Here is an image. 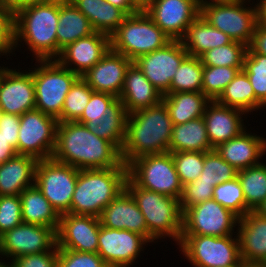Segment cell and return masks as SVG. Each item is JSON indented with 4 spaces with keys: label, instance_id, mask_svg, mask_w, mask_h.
Listing matches in <instances>:
<instances>
[{
    "label": "cell",
    "instance_id": "1",
    "mask_svg": "<svg viewBox=\"0 0 266 267\" xmlns=\"http://www.w3.org/2000/svg\"><path fill=\"white\" fill-rule=\"evenodd\" d=\"M52 158L79 170L113 168L123 163L120 151L110 141L78 122L58 123Z\"/></svg>",
    "mask_w": 266,
    "mask_h": 267
},
{
    "label": "cell",
    "instance_id": "2",
    "mask_svg": "<svg viewBox=\"0 0 266 267\" xmlns=\"http://www.w3.org/2000/svg\"><path fill=\"white\" fill-rule=\"evenodd\" d=\"M172 121L165 104H159L128 114L126 133L120 150L122 162L129 165L146 155L169 152Z\"/></svg>",
    "mask_w": 266,
    "mask_h": 267
},
{
    "label": "cell",
    "instance_id": "3",
    "mask_svg": "<svg viewBox=\"0 0 266 267\" xmlns=\"http://www.w3.org/2000/svg\"><path fill=\"white\" fill-rule=\"evenodd\" d=\"M59 0L25 7L14 14V47L22 40L37 60L57 58ZM19 45V46H18Z\"/></svg>",
    "mask_w": 266,
    "mask_h": 267
},
{
    "label": "cell",
    "instance_id": "4",
    "mask_svg": "<svg viewBox=\"0 0 266 267\" xmlns=\"http://www.w3.org/2000/svg\"><path fill=\"white\" fill-rule=\"evenodd\" d=\"M127 177L128 167L124 163L113 168L79 170L68 213L99 218L103 209L125 189Z\"/></svg>",
    "mask_w": 266,
    "mask_h": 267
},
{
    "label": "cell",
    "instance_id": "5",
    "mask_svg": "<svg viewBox=\"0 0 266 267\" xmlns=\"http://www.w3.org/2000/svg\"><path fill=\"white\" fill-rule=\"evenodd\" d=\"M125 189L132 195L145 217L149 231V243L170 237L180 243L182 215L180 200L155 191L138 187L129 177Z\"/></svg>",
    "mask_w": 266,
    "mask_h": 267
},
{
    "label": "cell",
    "instance_id": "6",
    "mask_svg": "<svg viewBox=\"0 0 266 267\" xmlns=\"http://www.w3.org/2000/svg\"><path fill=\"white\" fill-rule=\"evenodd\" d=\"M171 40L145 11L127 15L110 36V49L132 62L140 56L164 47Z\"/></svg>",
    "mask_w": 266,
    "mask_h": 267
},
{
    "label": "cell",
    "instance_id": "7",
    "mask_svg": "<svg viewBox=\"0 0 266 267\" xmlns=\"http://www.w3.org/2000/svg\"><path fill=\"white\" fill-rule=\"evenodd\" d=\"M37 67L30 70L35 85V109L52 116L61 123L65 97L80 77L56 60H37Z\"/></svg>",
    "mask_w": 266,
    "mask_h": 267
},
{
    "label": "cell",
    "instance_id": "8",
    "mask_svg": "<svg viewBox=\"0 0 266 267\" xmlns=\"http://www.w3.org/2000/svg\"><path fill=\"white\" fill-rule=\"evenodd\" d=\"M233 236L182 235L178 245L194 267H239V238Z\"/></svg>",
    "mask_w": 266,
    "mask_h": 267
},
{
    "label": "cell",
    "instance_id": "9",
    "mask_svg": "<svg viewBox=\"0 0 266 267\" xmlns=\"http://www.w3.org/2000/svg\"><path fill=\"white\" fill-rule=\"evenodd\" d=\"M127 167L128 177L138 187L181 199L183 185L171 152L142 156Z\"/></svg>",
    "mask_w": 266,
    "mask_h": 267
},
{
    "label": "cell",
    "instance_id": "10",
    "mask_svg": "<svg viewBox=\"0 0 266 267\" xmlns=\"http://www.w3.org/2000/svg\"><path fill=\"white\" fill-rule=\"evenodd\" d=\"M246 2L201 4L200 15L232 41L249 46L258 23L256 6L246 7Z\"/></svg>",
    "mask_w": 266,
    "mask_h": 267
},
{
    "label": "cell",
    "instance_id": "11",
    "mask_svg": "<svg viewBox=\"0 0 266 267\" xmlns=\"http://www.w3.org/2000/svg\"><path fill=\"white\" fill-rule=\"evenodd\" d=\"M78 172L74 166L52 157L37 163L35 185L59 215L70 211Z\"/></svg>",
    "mask_w": 266,
    "mask_h": 267
},
{
    "label": "cell",
    "instance_id": "12",
    "mask_svg": "<svg viewBox=\"0 0 266 267\" xmlns=\"http://www.w3.org/2000/svg\"><path fill=\"white\" fill-rule=\"evenodd\" d=\"M58 120L34 109L20 116L17 154L48 159L56 145Z\"/></svg>",
    "mask_w": 266,
    "mask_h": 267
},
{
    "label": "cell",
    "instance_id": "13",
    "mask_svg": "<svg viewBox=\"0 0 266 267\" xmlns=\"http://www.w3.org/2000/svg\"><path fill=\"white\" fill-rule=\"evenodd\" d=\"M239 219L212 198L183 211L182 235L230 236Z\"/></svg>",
    "mask_w": 266,
    "mask_h": 267
},
{
    "label": "cell",
    "instance_id": "14",
    "mask_svg": "<svg viewBox=\"0 0 266 267\" xmlns=\"http://www.w3.org/2000/svg\"><path fill=\"white\" fill-rule=\"evenodd\" d=\"M56 245L54 228L23 222L0 236V257L13 260L25 255L51 251Z\"/></svg>",
    "mask_w": 266,
    "mask_h": 267
},
{
    "label": "cell",
    "instance_id": "15",
    "mask_svg": "<svg viewBox=\"0 0 266 267\" xmlns=\"http://www.w3.org/2000/svg\"><path fill=\"white\" fill-rule=\"evenodd\" d=\"M187 55L180 40H171L164 47L140 56L134 64L162 95H166L169 94L175 73Z\"/></svg>",
    "mask_w": 266,
    "mask_h": 267
},
{
    "label": "cell",
    "instance_id": "16",
    "mask_svg": "<svg viewBox=\"0 0 266 267\" xmlns=\"http://www.w3.org/2000/svg\"><path fill=\"white\" fill-rule=\"evenodd\" d=\"M170 40H181L200 15L199 0H153L144 10Z\"/></svg>",
    "mask_w": 266,
    "mask_h": 267
},
{
    "label": "cell",
    "instance_id": "17",
    "mask_svg": "<svg viewBox=\"0 0 266 267\" xmlns=\"http://www.w3.org/2000/svg\"><path fill=\"white\" fill-rule=\"evenodd\" d=\"M148 242L144 236L126 229H109L100 225L97 253L108 267H129Z\"/></svg>",
    "mask_w": 266,
    "mask_h": 267
},
{
    "label": "cell",
    "instance_id": "18",
    "mask_svg": "<svg viewBox=\"0 0 266 267\" xmlns=\"http://www.w3.org/2000/svg\"><path fill=\"white\" fill-rule=\"evenodd\" d=\"M100 219L91 215H60L56 231L57 248L97 253Z\"/></svg>",
    "mask_w": 266,
    "mask_h": 267
},
{
    "label": "cell",
    "instance_id": "19",
    "mask_svg": "<svg viewBox=\"0 0 266 267\" xmlns=\"http://www.w3.org/2000/svg\"><path fill=\"white\" fill-rule=\"evenodd\" d=\"M110 50V36L100 32L80 38L61 50L55 59L61 66L82 77ZM72 65H74L72 67Z\"/></svg>",
    "mask_w": 266,
    "mask_h": 267
},
{
    "label": "cell",
    "instance_id": "20",
    "mask_svg": "<svg viewBox=\"0 0 266 267\" xmlns=\"http://www.w3.org/2000/svg\"><path fill=\"white\" fill-rule=\"evenodd\" d=\"M17 71L7 68L0 79V109L21 116L35 109V85L30 70Z\"/></svg>",
    "mask_w": 266,
    "mask_h": 267
},
{
    "label": "cell",
    "instance_id": "21",
    "mask_svg": "<svg viewBox=\"0 0 266 267\" xmlns=\"http://www.w3.org/2000/svg\"><path fill=\"white\" fill-rule=\"evenodd\" d=\"M132 63L129 58L110 49L82 78L94 92L108 93L119 98L126 71Z\"/></svg>",
    "mask_w": 266,
    "mask_h": 267
},
{
    "label": "cell",
    "instance_id": "22",
    "mask_svg": "<svg viewBox=\"0 0 266 267\" xmlns=\"http://www.w3.org/2000/svg\"><path fill=\"white\" fill-rule=\"evenodd\" d=\"M245 114L240 109L222 105L217 101L208 103L203 118L207 136L213 149L239 136L244 130L247 131L242 118V115L245 117Z\"/></svg>",
    "mask_w": 266,
    "mask_h": 267
},
{
    "label": "cell",
    "instance_id": "23",
    "mask_svg": "<svg viewBox=\"0 0 266 267\" xmlns=\"http://www.w3.org/2000/svg\"><path fill=\"white\" fill-rule=\"evenodd\" d=\"M99 219L101 225L106 228L126 229L144 236L149 241L145 217L126 189L103 209Z\"/></svg>",
    "mask_w": 266,
    "mask_h": 267
},
{
    "label": "cell",
    "instance_id": "24",
    "mask_svg": "<svg viewBox=\"0 0 266 267\" xmlns=\"http://www.w3.org/2000/svg\"><path fill=\"white\" fill-rule=\"evenodd\" d=\"M243 264H266V218L249 211L239 219L237 228Z\"/></svg>",
    "mask_w": 266,
    "mask_h": 267
},
{
    "label": "cell",
    "instance_id": "25",
    "mask_svg": "<svg viewBox=\"0 0 266 267\" xmlns=\"http://www.w3.org/2000/svg\"><path fill=\"white\" fill-rule=\"evenodd\" d=\"M237 171L259 164L266 153V138L246 132L215 148ZM263 155V156H262Z\"/></svg>",
    "mask_w": 266,
    "mask_h": 267
},
{
    "label": "cell",
    "instance_id": "26",
    "mask_svg": "<svg viewBox=\"0 0 266 267\" xmlns=\"http://www.w3.org/2000/svg\"><path fill=\"white\" fill-rule=\"evenodd\" d=\"M162 96L133 62L126 71L119 96L127 113L155 106L162 101Z\"/></svg>",
    "mask_w": 266,
    "mask_h": 267
},
{
    "label": "cell",
    "instance_id": "27",
    "mask_svg": "<svg viewBox=\"0 0 266 267\" xmlns=\"http://www.w3.org/2000/svg\"><path fill=\"white\" fill-rule=\"evenodd\" d=\"M38 159L16 154L0 164V196L20 195L28 187L35 185Z\"/></svg>",
    "mask_w": 266,
    "mask_h": 267
},
{
    "label": "cell",
    "instance_id": "28",
    "mask_svg": "<svg viewBox=\"0 0 266 267\" xmlns=\"http://www.w3.org/2000/svg\"><path fill=\"white\" fill-rule=\"evenodd\" d=\"M94 32L89 19L78 8L69 0H59L57 57L67 45Z\"/></svg>",
    "mask_w": 266,
    "mask_h": 267
},
{
    "label": "cell",
    "instance_id": "29",
    "mask_svg": "<svg viewBox=\"0 0 266 267\" xmlns=\"http://www.w3.org/2000/svg\"><path fill=\"white\" fill-rule=\"evenodd\" d=\"M180 41L188 55L195 57L232 42L228 35L212 27L201 15L191 23Z\"/></svg>",
    "mask_w": 266,
    "mask_h": 267
},
{
    "label": "cell",
    "instance_id": "30",
    "mask_svg": "<svg viewBox=\"0 0 266 267\" xmlns=\"http://www.w3.org/2000/svg\"><path fill=\"white\" fill-rule=\"evenodd\" d=\"M22 204V221L54 228L59 226L60 215L44 197L36 185L26 188L20 193Z\"/></svg>",
    "mask_w": 266,
    "mask_h": 267
},
{
    "label": "cell",
    "instance_id": "31",
    "mask_svg": "<svg viewBox=\"0 0 266 267\" xmlns=\"http://www.w3.org/2000/svg\"><path fill=\"white\" fill-rule=\"evenodd\" d=\"M173 125L203 117L210 100L202 92H177L162 96Z\"/></svg>",
    "mask_w": 266,
    "mask_h": 267
},
{
    "label": "cell",
    "instance_id": "32",
    "mask_svg": "<svg viewBox=\"0 0 266 267\" xmlns=\"http://www.w3.org/2000/svg\"><path fill=\"white\" fill-rule=\"evenodd\" d=\"M211 150L214 149L209 142L203 117L173 125L169 152H208Z\"/></svg>",
    "mask_w": 266,
    "mask_h": 267
},
{
    "label": "cell",
    "instance_id": "33",
    "mask_svg": "<svg viewBox=\"0 0 266 267\" xmlns=\"http://www.w3.org/2000/svg\"><path fill=\"white\" fill-rule=\"evenodd\" d=\"M216 101L222 105L240 109L246 114L265 107L255 97L254 89L243 70L238 72Z\"/></svg>",
    "mask_w": 266,
    "mask_h": 267
},
{
    "label": "cell",
    "instance_id": "34",
    "mask_svg": "<svg viewBox=\"0 0 266 267\" xmlns=\"http://www.w3.org/2000/svg\"><path fill=\"white\" fill-rule=\"evenodd\" d=\"M104 112L102 122L87 128L96 136L110 141L120 151L125 139L128 113L119 98L107 106Z\"/></svg>",
    "mask_w": 266,
    "mask_h": 267
},
{
    "label": "cell",
    "instance_id": "35",
    "mask_svg": "<svg viewBox=\"0 0 266 267\" xmlns=\"http://www.w3.org/2000/svg\"><path fill=\"white\" fill-rule=\"evenodd\" d=\"M237 177L243 189L246 207L255 211L266 199V163L260 162L239 170Z\"/></svg>",
    "mask_w": 266,
    "mask_h": 267
},
{
    "label": "cell",
    "instance_id": "36",
    "mask_svg": "<svg viewBox=\"0 0 266 267\" xmlns=\"http://www.w3.org/2000/svg\"><path fill=\"white\" fill-rule=\"evenodd\" d=\"M203 70L199 57L187 55L171 81L169 93L201 92Z\"/></svg>",
    "mask_w": 266,
    "mask_h": 267
},
{
    "label": "cell",
    "instance_id": "37",
    "mask_svg": "<svg viewBox=\"0 0 266 267\" xmlns=\"http://www.w3.org/2000/svg\"><path fill=\"white\" fill-rule=\"evenodd\" d=\"M248 46L237 41L206 51L199 58L203 66L243 68Z\"/></svg>",
    "mask_w": 266,
    "mask_h": 267
},
{
    "label": "cell",
    "instance_id": "38",
    "mask_svg": "<svg viewBox=\"0 0 266 267\" xmlns=\"http://www.w3.org/2000/svg\"><path fill=\"white\" fill-rule=\"evenodd\" d=\"M94 90L79 77L67 93L61 112V122H76L82 115Z\"/></svg>",
    "mask_w": 266,
    "mask_h": 267
},
{
    "label": "cell",
    "instance_id": "39",
    "mask_svg": "<svg viewBox=\"0 0 266 267\" xmlns=\"http://www.w3.org/2000/svg\"><path fill=\"white\" fill-rule=\"evenodd\" d=\"M213 199L239 218L244 217L250 211L246 207V200L238 177L214 187Z\"/></svg>",
    "mask_w": 266,
    "mask_h": 267
},
{
    "label": "cell",
    "instance_id": "40",
    "mask_svg": "<svg viewBox=\"0 0 266 267\" xmlns=\"http://www.w3.org/2000/svg\"><path fill=\"white\" fill-rule=\"evenodd\" d=\"M243 68L204 66L201 92L216 101L225 87Z\"/></svg>",
    "mask_w": 266,
    "mask_h": 267
},
{
    "label": "cell",
    "instance_id": "41",
    "mask_svg": "<svg viewBox=\"0 0 266 267\" xmlns=\"http://www.w3.org/2000/svg\"><path fill=\"white\" fill-rule=\"evenodd\" d=\"M237 174L238 171L226 162L215 149L205 152L204 165L199 177L201 181L216 187L218 184L235 179Z\"/></svg>",
    "mask_w": 266,
    "mask_h": 267
},
{
    "label": "cell",
    "instance_id": "42",
    "mask_svg": "<svg viewBox=\"0 0 266 267\" xmlns=\"http://www.w3.org/2000/svg\"><path fill=\"white\" fill-rule=\"evenodd\" d=\"M242 70L249 78L255 97L266 107V56L246 53Z\"/></svg>",
    "mask_w": 266,
    "mask_h": 267
},
{
    "label": "cell",
    "instance_id": "43",
    "mask_svg": "<svg viewBox=\"0 0 266 267\" xmlns=\"http://www.w3.org/2000/svg\"><path fill=\"white\" fill-rule=\"evenodd\" d=\"M174 165L182 185L200 177L204 165L205 152H171Z\"/></svg>",
    "mask_w": 266,
    "mask_h": 267
},
{
    "label": "cell",
    "instance_id": "44",
    "mask_svg": "<svg viewBox=\"0 0 266 267\" xmlns=\"http://www.w3.org/2000/svg\"><path fill=\"white\" fill-rule=\"evenodd\" d=\"M22 223V204L20 196H0V236Z\"/></svg>",
    "mask_w": 266,
    "mask_h": 267
},
{
    "label": "cell",
    "instance_id": "45",
    "mask_svg": "<svg viewBox=\"0 0 266 267\" xmlns=\"http://www.w3.org/2000/svg\"><path fill=\"white\" fill-rule=\"evenodd\" d=\"M117 97L108 93L93 92L81 117L76 121L86 125V127L97 126L102 122V115Z\"/></svg>",
    "mask_w": 266,
    "mask_h": 267
},
{
    "label": "cell",
    "instance_id": "46",
    "mask_svg": "<svg viewBox=\"0 0 266 267\" xmlns=\"http://www.w3.org/2000/svg\"><path fill=\"white\" fill-rule=\"evenodd\" d=\"M56 267H108L98 253L58 249Z\"/></svg>",
    "mask_w": 266,
    "mask_h": 267
},
{
    "label": "cell",
    "instance_id": "47",
    "mask_svg": "<svg viewBox=\"0 0 266 267\" xmlns=\"http://www.w3.org/2000/svg\"><path fill=\"white\" fill-rule=\"evenodd\" d=\"M214 186L201 181L200 178L183 186V193L180 199L181 211L196 204L213 198Z\"/></svg>",
    "mask_w": 266,
    "mask_h": 267
},
{
    "label": "cell",
    "instance_id": "48",
    "mask_svg": "<svg viewBox=\"0 0 266 267\" xmlns=\"http://www.w3.org/2000/svg\"><path fill=\"white\" fill-rule=\"evenodd\" d=\"M14 14L0 0V55L13 53L14 47Z\"/></svg>",
    "mask_w": 266,
    "mask_h": 267
},
{
    "label": "cell",
    "instance_id": "49",
    "mask_svg": "<svg viewBox=\"0 0 266 267\" xmlns=\"http://www.w3.org/2000/svg\"><path fill=\"white\" fill-rule=\"evenodd\" d=\"M127 15L107 1L100 3L99 32L111 36Z\"/></svg>",
    "mask_w": 266,
    "mask_h": 267
},
{
    "label": "cell",
    "instance_id": "50",
    "mask_svg": "<svg viewBox=\"0 0 266 267\" xmlns=\"http://www.w3.org/2000/svg\"><path fill=\"white\" fill-rule=\"evenodd\" d=\"M58 259L57 245L51 250L39 254H30L11 260L14 267H56Z\"/></svg>",
    "mask_w": 266,
    "mask_h": 267
},
{
    "label": "cell",
    "instance_id": "51",
    "mask_svg": "<svg viewBox=\"0 0 266 267\" xmlns=\"http://www.w3.org/2000/svg\"><path fill=\"white\" fill-rule=\"evenodd\" d=\"M20 116L2 112L0 116V133L7 139L8 144L16 151L18 145V131Z\"/></svg>",
    "mask_w": 266,
    "mask_h": 267
},
{
    "label": "cell",
    "instance_id": "52",
    "mask_svg": "<svg viewBox=\"0 0 266 267\" xmlns=\"http://www.w3.org/2000/svg\"><path fill=\"white\" fill-rule=\"evenodd\" d=\"M88 19L95 32H99L100 3L104 0H69Z\"/></svg>",
    "mask_w": 266,
    "mask_h": 267
},
{
    "label": "cell",
    "instance_id": "53",
    "mask_svg": "<svg viewBox=\"0 0 266 267\" xmlns=\"http://www.w3.org/2000/svg\"><path fill=\"white\" fill-rule=\"evenodd\" d=\"M246 53H257L266 56V26L257 24Z\"/></svg>",
    "mask_w": 266,
    "mask_h": 267
},
{
    "label": "cell",
    "instance_id": "54",
    "mask_svg": "<svg viewBox=\"0 0 266 267\" xmlns=\"http://www.w3.org/2000/svg\"><path fill=\"white\" fill-rule=\"evenodd\" d=\"M1 1L12 11L13 14H15L25 7L48 2L51 0H1Z\"/></svg>",
    "mask_w": 266,
    "mask_h": 267
},
{
    "label": "cell",
    "instance_id": "55",
    "mask_svg": "<svg viewBox=\"0 0 266 267\" xmlns=\"http://www.w3.org/2000/svg\"><path fill=\"white\" fill-rule=\"evenodd\" d=\"M16 151L8 144L7 139L0 133V164L16 155Z\"/></svg>",
    "mask_w": 266,
    "mask_h": 267
},
{
    "label": "cell",
    "instance_id": "56",
    "mask_svg": "<svg viewBox=\"0 0 266 267\" xmlns=\"http://www.w3.org/2000/svg\"><path fill=\"white\" fill-rule=\"evenodd\" d=\"M111 3L113 6L121 9L126 15H132L139 10L132 4L131 0H105Z\"/></svg>",
    "mask_w": 266,
    "mask_h": 267
},
{
    "label": "cell",
    "instance_id": "57",
    "mask_svg": "<svg viewBox=\"0 0 266 267\" xmlns=\"http://www.w3.org/2000/svg\"><path fill=\"white\" fill-rule=\"evenodd\" d=\"M255 6L257 11V23L266 26V0H258Z\"/></svg>",
    "mask_w": 266,
    "mask_h": 267
},
{
    "label": "cell",
    "instance_id": "58",
    "mask_svg": "<svg viewBox=\"0 0 266 267\" xmlns=\"http://www.w3.org/2000/svg\"><path fill=\"white\" fill-rule=\"evenodd\" d=\"M153 0H131L132 4L139 10L144 11Z\"/></svg>",
    "mask_w": 266,
    "mask_h": 267
},
{
    "label": "cell",
    "instance_id": "59",
    "mask_svg": "<svg viewBox=\"0 0 266 267\" xmlns=\"http://www.w3.org/2000/svg\"><path fill=\"white\" fill-rule=\"evenodd\" d=\"M239 1H242V0H199V4H209V3H235V2H239ZM248 3L250 5H253V3L251 4L250 1L251 0H247Z\"/></svg>",
    "mask_w": 266,
    "mask_h": 267
},
{
    "label": "cell",
    "instance_id": "60",
    "mask_svg": "<svg viewBox=\"0 0 266 267\" xmlns=\"http://www.w3.org/2000/svg\"><path fill=\"white\" fill-rule=\"evenodd\" d=\"M255 212L258 213L261 217L266 218V199L255 209Z\"/></svg>",
    "mask_w": 266,
    "mask_h": 267
},
{
    "label": "cell",
    "instance_id": "61",
    "mask_svg": "<svg viewBox=\"0 0 266 267\" xmlns=\"http://www.w3.org/2000/svg\"><path fill=\"white\" fill-rule=\"evenodd\" d=\"M3 261H4V259L2 261L0 260V267H14L12 262L11 263L8 262L9 263L8 264V263H5V261L4 262Z\"/></svg>",
    "mask_w": 266,
    "mask_h": 267
},
{
    "label": "cell",
    "instance_id": "62",
    "mask_svg": "<svg viewBox=\"0 0 266 267\" xmlns=\"http://www.w3.org/2000/svg\"><path fill=\"white\" fill-rule=\"evenodd\" d=\"M239 267H261V265H253V264H241Z\"/></svg>",
    "mask_w": 266,
    "mask_h": 267
},
{
    "label": "cell",
    "instance_id": "63",
    "mask_svg": "<svg viewBox=\"0 0 266 267\" xmlns=\"http://www.w3.org/2000/svg\"><path fill=\"white\" fill-rule=\"evenodd\" d=\"M8 67H1L0 66V79H1V77H2V75L4 74V72H5V70L7 69Z\"/></svg>",
    "mask_w": 266,
    "mask_h": 267
}]
</instances>
